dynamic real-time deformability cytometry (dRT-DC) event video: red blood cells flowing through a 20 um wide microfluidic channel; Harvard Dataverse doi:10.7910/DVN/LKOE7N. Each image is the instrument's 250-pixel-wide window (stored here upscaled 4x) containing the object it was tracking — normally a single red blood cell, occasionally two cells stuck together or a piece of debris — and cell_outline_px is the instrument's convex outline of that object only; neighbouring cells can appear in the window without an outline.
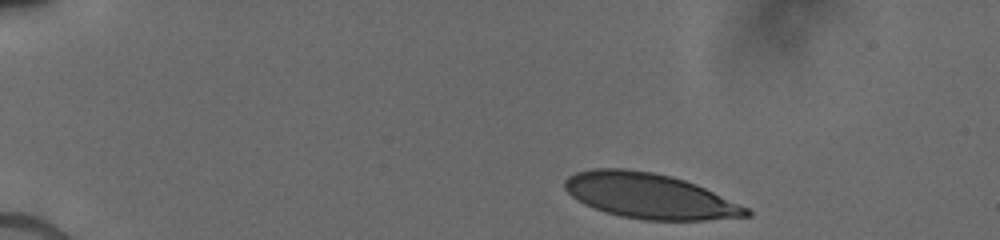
{"species": "human", "species_latin": "Homo sapiens", "temperature_condition": "cold", "stored_images_in_passage": 13, "segment_of_instrument_passage": [2, 2], "camera_frame_rate_fps": 3000, "um_per_image_px": 0.085, "donor": {"sex": "male"}, "frame": {"image": 1, "passage_image": 13, "time_ms": 7.0, "image_size_px": [1000, 240], "cell_outline_px": [[752, 216], [704, 220], [644, 220], [620, 216], [604, 212], [584, 204], [576, 200], [564, 188], [564, 180], [568, 176], [576, 172], [592, 168], [624, 168], [652, 172], [672, 176], [696, 184], [748, 208], [752, 212]], "centroid_in_image_um": [55.18, 16.65], "position_along_channel_um": 29.8, "area_um2": 47.92}}